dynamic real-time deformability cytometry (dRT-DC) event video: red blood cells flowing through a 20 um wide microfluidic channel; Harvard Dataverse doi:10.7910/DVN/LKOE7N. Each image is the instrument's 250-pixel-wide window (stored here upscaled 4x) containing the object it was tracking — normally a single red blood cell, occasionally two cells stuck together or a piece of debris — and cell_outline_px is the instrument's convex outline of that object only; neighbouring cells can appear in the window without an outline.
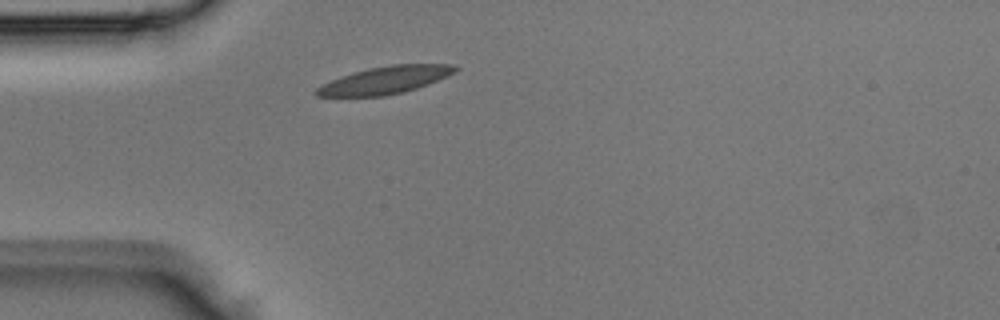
{"species": "Egyptian fruit bat (a non-hibernating species)", "species_latin": "Rousettus aegyptiacus", "temperature_condition": "room temperature", "stored_images_in_passage": 3, "camera_frame_rate_fps": 3000, "um_per_image_px": 0.085, "animal": {"sex": "male"}, "frame": {"image": 1, "passage_image": 3, "time_ms": 0.667, "image_size_px": [1000, 320], "cell_outline_px": [[460, 68], [456, 72], [448, 76], [428, 84], [416, 88], [384, 96], [316, 96], [312, 92], [316, 88], [340, 76], [352, 72], [368, 68], [392, 64], [456, 64]], "centroid_in_image_um": [32.76, 6.79], "position_along_channel_um": 52.2, "area_um2": 22.2}}